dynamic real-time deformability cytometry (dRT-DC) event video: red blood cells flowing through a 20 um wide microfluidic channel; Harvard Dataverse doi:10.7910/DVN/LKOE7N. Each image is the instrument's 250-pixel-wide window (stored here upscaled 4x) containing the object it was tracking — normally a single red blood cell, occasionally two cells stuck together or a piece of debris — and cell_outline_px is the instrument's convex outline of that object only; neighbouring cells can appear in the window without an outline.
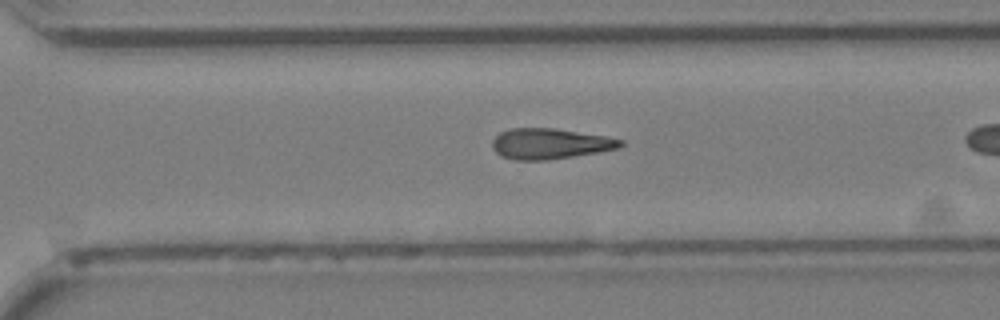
{"species": "Egyptian fruit bat (a non-hibernating species)", "species_latin": "Rousettus aegyptiacus", "temperature_condition": "cold", "stored_images_in_passage": 21, "camera_frame_rate_fps": 3000, "um_per_image_px": 0.085, "animal": {"sex": "female"}, "frame": {"image": 1, "passage_image": 18, "time_ms": 5.667, "image_size_px": [1000, 320], "cell_outline_px": [[624, 144], [620, 148], [600, 152], [548, 160], [512, 160], [500, 156], [492, 148], [492, 140], [500, 132], [508, 128], [556, 128], [604, 136], [624, 140]], "centroid_in_image_um": [46.74, 12.22], "position_along_channel_um": 323.9, "area_um2": 23.12}}